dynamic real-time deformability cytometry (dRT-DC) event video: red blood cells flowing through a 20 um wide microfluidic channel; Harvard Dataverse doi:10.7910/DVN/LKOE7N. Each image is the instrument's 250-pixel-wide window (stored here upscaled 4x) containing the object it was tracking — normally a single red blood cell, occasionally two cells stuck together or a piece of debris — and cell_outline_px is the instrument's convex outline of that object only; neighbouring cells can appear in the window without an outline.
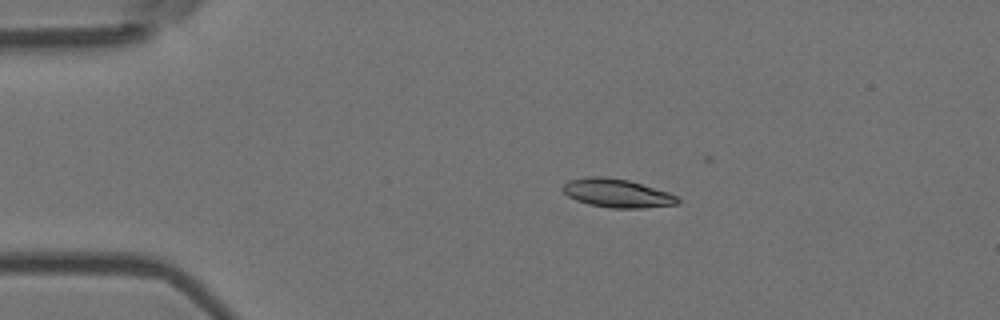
{"species": "Egyptian fruit bat (a non-hibernating species)", "species_latin": "Rousettus aegyptiacus", "temperature_condition": "room temperature", "stored_images_in_passage": 6, "camera_frame_rate_fps": 3000, "um_per_image_px": 0.085, "animal": {"sex": "female"}, "frame": {"image": 1, "passage_image": 3, "time_ms": 0.667, "image_size_px": [1000, 320], "cell_outline_px": [[680, 204], [644, 208], [612, 208], [588, 204], [576, 200], [568, 196], [560, 188], [568, 180], [588, 176], [604, 176], [628, 180], [668, 192], [676, 196], [680, 200]], "centroid_in_image_um": [52.43, 16.42], "position_along_channel_um": 32.6, "area_um2": 19.19}}
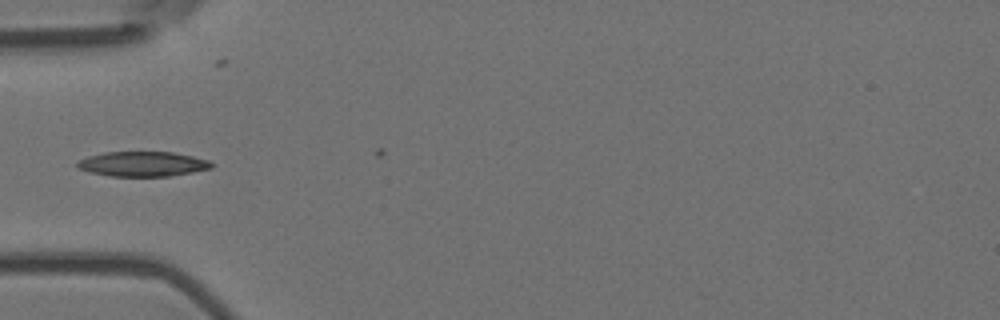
{"frame": {"image": 2, "passage_image": 5, "time_ms": 1.333, "image_size_px": [1000, 320], "cell_outline_px": [[212, 168], [192, 172], [168, 176], [112, 176], [88, 172], [80, 168], [76, 164], [76, 160], [88, 156], [104, 152], [172, 152], [192, 156], [208, 160], [212, 164]], "centroid_in_image_um": [12.09, 13.93], "position_along_channel_um": 72.9, "area_um2": 19.36}}
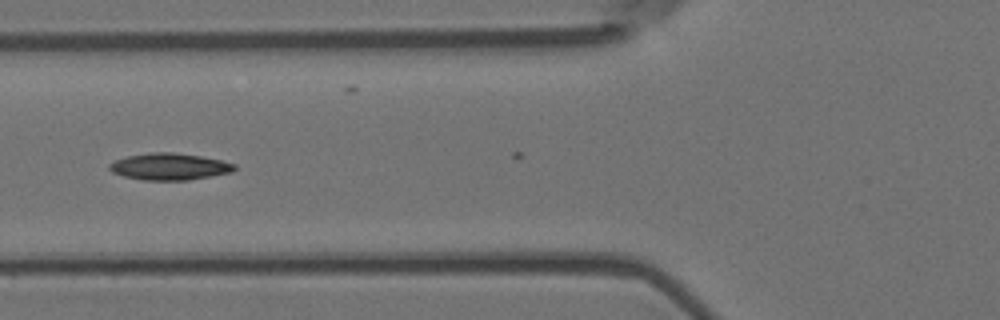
{"frame": {"image": 3, "passage_image": 6, "time_ms": 1.667, "image_size_px": [1000, 320], "cell_outline_px": [[236, 168], [232, 172], [188, 180], [144, 180], [124, 176], [112, 172], [108, 168], [108, 164], [116, 160], [128, 156], [152, 152], [172, 152], [200, 156], [220, 160], [236, 164]], "centroid_in_image_um": [14.4, 14.16], "position_along_channel_um": 111.4, "area_um2": 19.36}}